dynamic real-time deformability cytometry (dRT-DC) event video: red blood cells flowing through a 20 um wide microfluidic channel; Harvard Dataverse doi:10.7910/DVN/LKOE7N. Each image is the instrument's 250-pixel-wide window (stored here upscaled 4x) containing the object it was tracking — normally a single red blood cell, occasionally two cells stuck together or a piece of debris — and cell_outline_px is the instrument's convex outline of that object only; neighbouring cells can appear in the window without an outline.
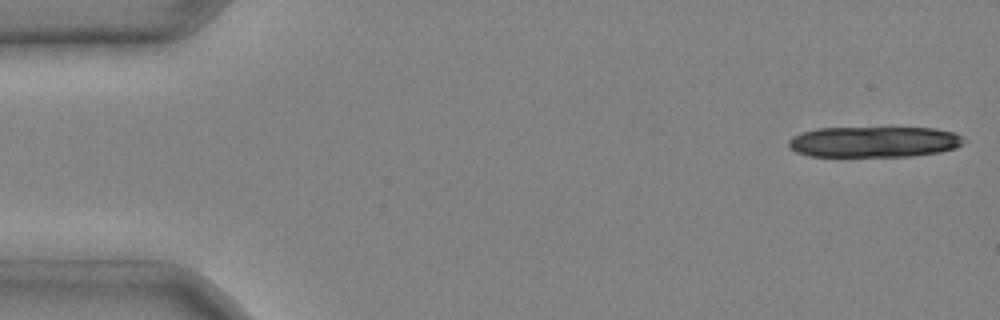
{"species": "common noctule bat (a hibernating species)", "species_latin": "Nyctalus noctula", "temperature_condition": "cold", "stored_images_in_passage": 6, "camera_frame_rate_fps": 3000, "um_per_image_px": 0.085, "animal": {"sex": "male", "body_mass_g": 20.4}, "frame": {"image": 1, "passage_image": 1, "time_ms": 0.0, "image_size_px": [1000, 320], "cell_outline_px": [[968, 140], [956, 148], [940, 152], [912, 156], [808, 156], [796, 152], [788, 144], [788, 140], [792, 136], [816, 128], [936, 128], [956, 132], [964, 136]], "centroid_in_image_um": [74.36, 12.05], "position_along_channel_um": 10.6, "area_um2": 31.73}}
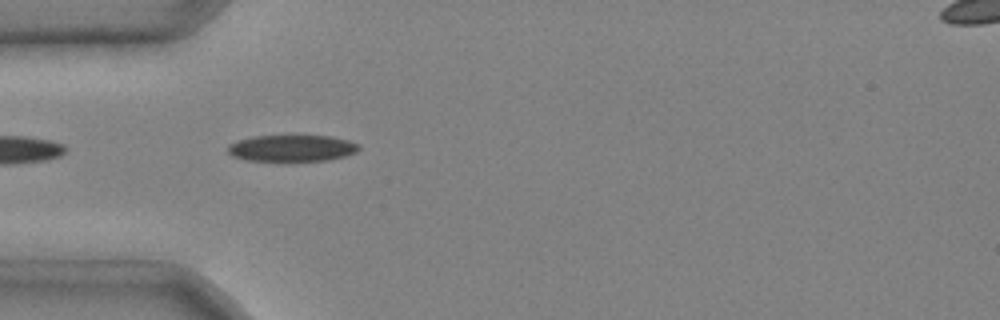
{"frame": {"image": 2, "passage_image": 5, "time_ms": 1.333, "image_size_px": [1000, 320], "cell_outline_px": [[360, 148], [356, 152], [344, 156], [328, 160], [248, 160], [232, 156], [228, 152], [228, 144], [236, 140], [252, 136], [332, 136], [348, 140], [360, 144]], "centroid_in_image_um": [24.81, 12.58], "position_along_channel_um": 60.2, "area_um2": 20.11}}
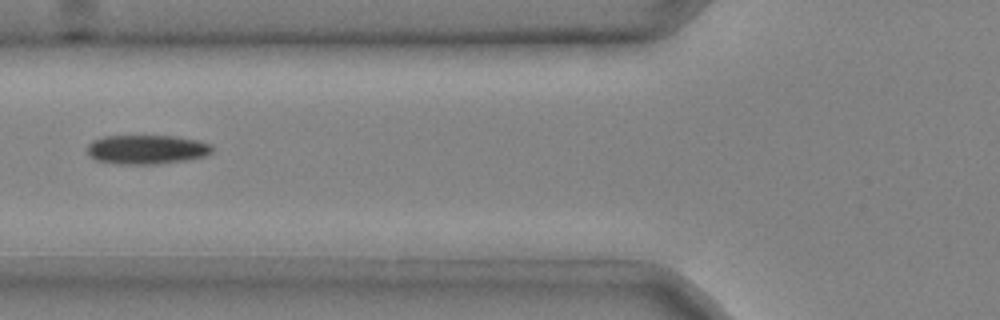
{"frame": {"image": 3, "passage_image": 6, "time_ms": 1.667, "image_size_px": [1000, 320], "cell_outline_px": [[212, 152], [204, 156], [188, 160], [156, 164], [116, 164], [96, 160], [88, 156], [88, 144], [92, 140], [104, 136], [176, 136], [196, 140], [212, 144]], "centroid_in_image_um": [12.45, 12.71], "position_along_channel_um": 113.3, "area_um2": 21.39}}